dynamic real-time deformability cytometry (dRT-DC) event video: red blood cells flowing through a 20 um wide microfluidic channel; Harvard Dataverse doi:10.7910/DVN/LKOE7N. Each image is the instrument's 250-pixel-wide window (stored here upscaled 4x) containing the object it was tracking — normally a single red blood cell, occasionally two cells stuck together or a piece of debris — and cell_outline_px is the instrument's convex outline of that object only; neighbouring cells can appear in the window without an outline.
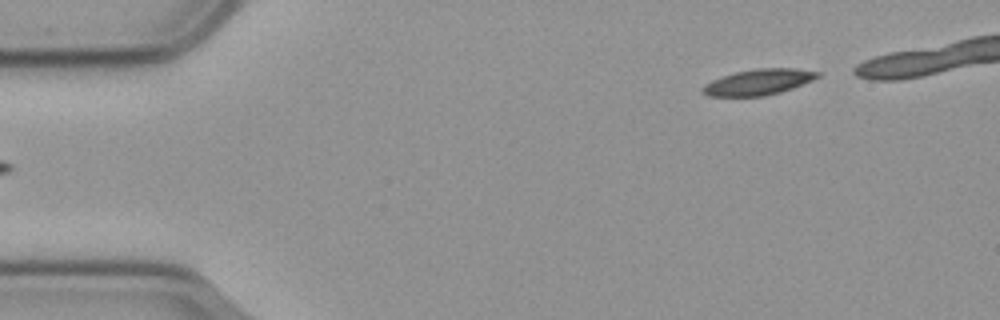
{"species": "common noctule bat (a hibernating species)", "species_latin": "Nyctalus noctula", "temperature_condition": "cold", "stored_images_in_passage": 43, "camera_frame_rate_fps": 3000, "um_per_image_px": 0.085, "animal": {"sex": "male", "body_mass_g": 23.1, "forearm_length_mm": 52.7}, "frame": {"image": 1, "passage_image": 1, "time_ms": 0.0, "image_size_px": [1000, 320], "cell_outline_px": [[820, 76], [812, 80], [792, 88], [780, 92], [764, 96], [708, 96], [700, 92], [700, 88], [704, 84], [712, 80], [736, 72], [756, 68], [792, 68], [820, 72]], "centroid_in_image_um": [64.43, 6.98], "position_along_channel_um": 20.6, "area_um2": 17.22}}
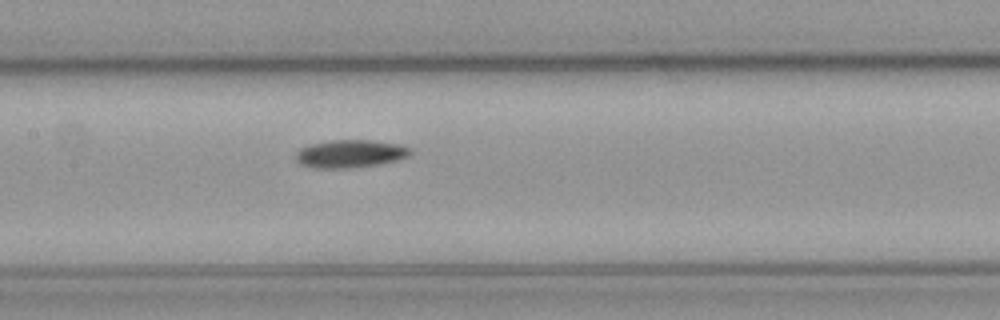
{"frame": {"image": 2, "passage_image": 21, "time_ms": 6.667, "image_size_px": [1000, 320], "cell_outline_px": [[412, 152], [408, 156], [396, 160], [376, 164], [344, 168], [316, 168], [300, 164], [296, 160], [296, 152], [300, 148], [308, 144], [332, 140], [372, 140], [400, 144], [412, 148]], "centroid_in_image_um": [29.76, 13.05], "position_along_channel_um": 177.6, "area_um2": 18.55}}
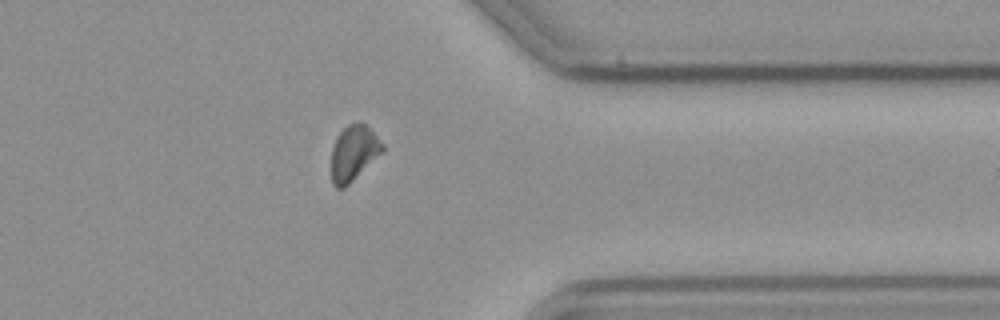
{"frame": {"image": 3, "passage_image": 39, "time_ms": 12.667, "image_size_px": [1000, 320], "cell_outline_px": [[384, 152], [344, 188], [336, 188], [332, 184], [332, 148], [336, 136], [348, 124], [360, 120], [384, 144]], "centroid_in_image_um": [30.07, 13.0], "position_along_channel_um": 381.3, "area_um2": 16.53}, "authors_computed_cell_mechanics": {"area_um2": 17.7446, "velocity_mm_per_s": 3.5895, "shape_relaxation_time_tau1_ms": 5.1764, "shape_relaxation_time_tau2_ms": null, "deformation_change_tau1": 0.1095, "deformation_change_tau2": null}}